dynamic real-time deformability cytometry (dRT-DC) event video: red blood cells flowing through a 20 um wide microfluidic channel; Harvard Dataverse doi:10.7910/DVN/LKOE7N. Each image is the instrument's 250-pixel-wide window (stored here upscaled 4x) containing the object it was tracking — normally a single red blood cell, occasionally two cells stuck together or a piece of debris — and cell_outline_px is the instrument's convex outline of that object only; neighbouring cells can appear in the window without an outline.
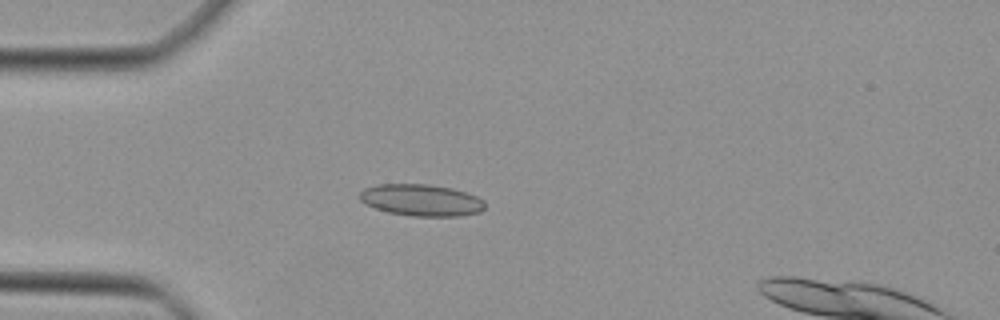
{"species": "Egyptian fruit bat (a non-hibernating species)", "species_latin": "Rousettus aegyptiacus", "temperature_condition": "cold", "stored_images_in_passage": 44, "camera_frame_rate_fps": 3000, "um_per_image_px": 0.085, "animal": {"sex": "female"}, "frame": {"image": 1, "passage_image": 12, "time_ms": 3.667, "image_size_px": [1000, 320], "cell_outline_px": [[484, 208], [480, 212], [460, 216], [412, 216], [388, 212], [376, 208], [360, 200], [360, 192], [364, 188], [380, 184], [428, 184], [452, 188], [476, 196], [484, 200]], "centroid_in_image_um": [35.83, 17.01], "position_along_channel_um": 49.2, "area_um2": 23.0}}
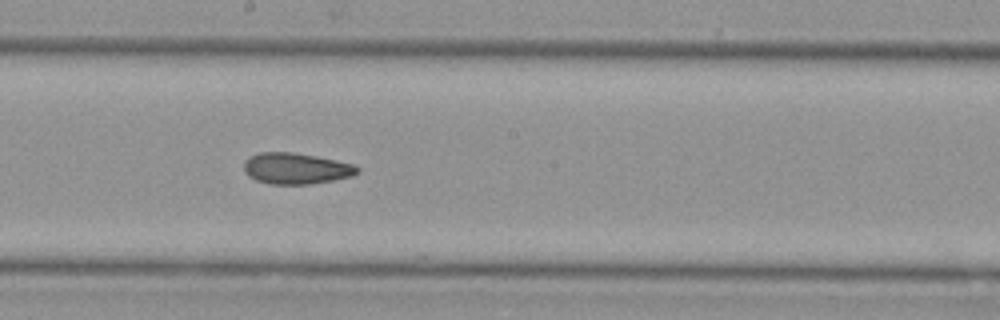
{"frame": {"image": 2, "passage_image": 25, "time_ms": 8.0, "image_size_px": [1000, 320], "cell_outline_px": [[360, 172], [352, 176], [332, 180], [308, 184], [268, 184], [256, 180], [248, 176], [244, 172], [244, 160], [260, 152], [292, 152], [316, 156], [336, 160], [352, 164], [360, 168]], "centroid_in_image_um": [25.15, 14.32], "position_along_channel_um": 223.1, "area_um2": 20.58}}
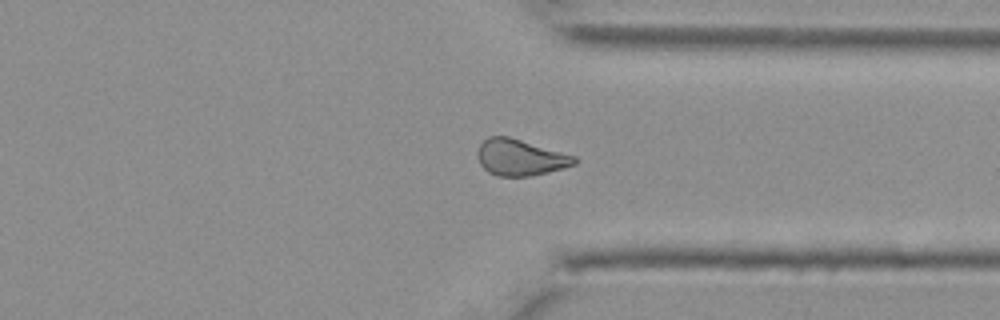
{"frame": {"image": 3, "passage_image": 35, "time_ms": 11.333, "image_size_px": [1000, 320], "cell_outline_px": [[576, 164], [564, 168], [532, 176], [496, 176], [488, 172], [480, 164], [476, 152], [480, 144], [488, 136], [508, 136], [576, 156]], "centroid_in_image_um": [44.2, 13.39], "position_along_channel_um": 367.2, "area_um2": 20.52}}